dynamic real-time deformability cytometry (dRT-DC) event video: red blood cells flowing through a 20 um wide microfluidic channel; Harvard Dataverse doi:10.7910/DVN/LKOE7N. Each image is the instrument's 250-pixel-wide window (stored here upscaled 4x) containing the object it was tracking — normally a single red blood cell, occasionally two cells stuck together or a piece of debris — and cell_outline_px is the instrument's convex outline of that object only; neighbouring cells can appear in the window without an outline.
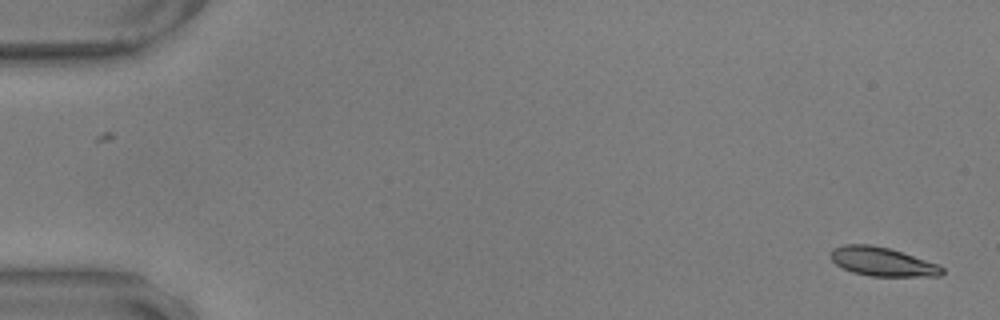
{"species": "common noctule bat (a hibernating species)", "species_latin": "Nyctalus noctula", "temperature_condition": "warm", "stored_images_in_passage": 56, "camera_frame_rate_fps": 3000, "um_per_image_px": 0.085, "animal": {"sex": "male", "body_mass_g": 17.9, "forearm_length_mm": 54.2}, "frame": {"image": 1, "passage_image": 1, "time_ms": 0.0, "image_size_px": [1000, 320], "cell_outline_px": [[944, 272], [940, 276], [868, 276], [852, 272], [836, 264], [832, 260], [832, 248], [844, 244], [872, 244], [888, 248], [936, 264], [944, 268]], "centroid_in_image_um": [74.97, 22.25], "position_along_channel_um": 10.0, "area_um2": 18.44}}
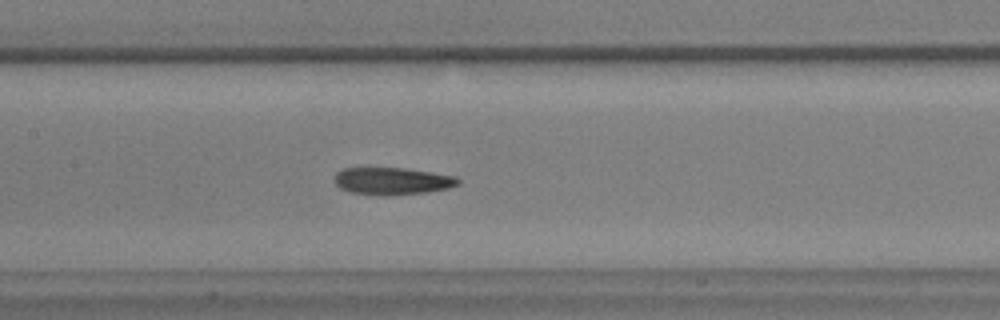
{"frame": {"image": 2, "passage_image": 27, "time_ms": 8.667, "image_size_px": [1000, 320], "cell_outline_px": [[460, 184], [448, 188], [428, 192], [384, 196], [352, 192], [340, 188], [336, 184], [336, 172], [344, 168], [404, 168], [456, 176], [460, 180]], "centroid_in_image_um": [33.37, 15.39], "position_along_channel_um": 174.0, "area_um2": 19.54}}
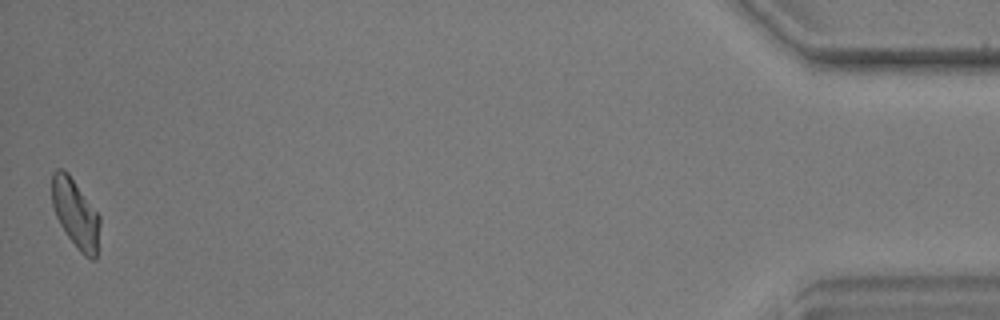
{"frame": {"image": 3, "passage_image": 56, "time_ms": 18.333, "image_size_px": [1000, 320], "cell_outline_px": [[100, 224], [96, 260], [92, 260], [84, 256], [76, 248], [60, 224], [56, 216], [52, 204], [52, 172], [56, 168], [64, 168], [68, 172], [100, 216]], "centroid_in_image_um": [6.42, 18.15], "position_along_channel_um": 428.8, "area_um2": 19.31}, "authors_computed_cell_mechanics": {"area_um2": 19.5653, "velocity_mm_per_s": 3.5378, "shape_relaxation_time_tau1_ms": 7.9807, "shape_relaxation_time_tau2_ms": 2.0417, "deformation_change_tau1": 0.208, "deformation_change_tau2": 0.0907}}